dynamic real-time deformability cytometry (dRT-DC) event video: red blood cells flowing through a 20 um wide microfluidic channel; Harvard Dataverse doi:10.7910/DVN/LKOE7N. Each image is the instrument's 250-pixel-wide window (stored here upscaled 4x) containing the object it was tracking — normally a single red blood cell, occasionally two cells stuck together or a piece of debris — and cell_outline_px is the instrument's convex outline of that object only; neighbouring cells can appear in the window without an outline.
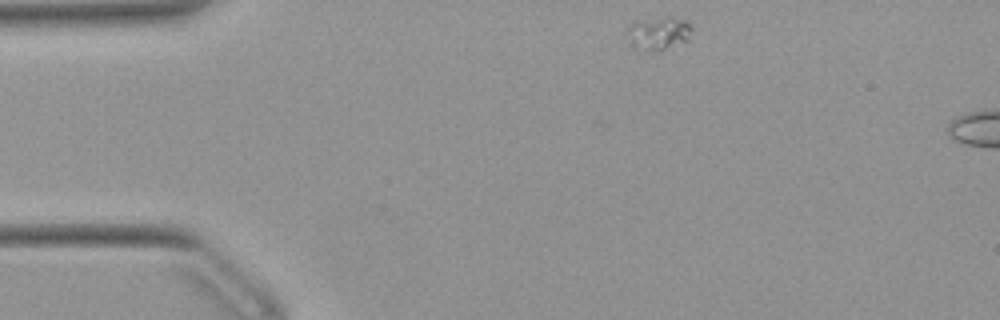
{"species": "Egyptian fruit bat (a non-hibernating species)", "species_latin": "Rousettus aegyptiacus", "temperature_condition": "warm", "stored_images_in_passage": 5, "segment_of_instrument_passage": [1, 2], "camera_frame_rate_fps": 3000, "um_per_image_px": 0.085, "animal": {"sex": "female"}, "frame": {"image": 1, "passage_image": 1, "time_ms": 0.0, "image_size_px": [1000, 320], "cell_outline_px": [[692, 28], [688, 40], [664, 48], [648, 48], [628, 44], [624, 36], [624, 32], [628, 24], [668, 16], [684, 20]], "centroid_in_image_um": [55.91, 2.78], "position_along_channel_um": 29.1, "area_um2": 11.91}}